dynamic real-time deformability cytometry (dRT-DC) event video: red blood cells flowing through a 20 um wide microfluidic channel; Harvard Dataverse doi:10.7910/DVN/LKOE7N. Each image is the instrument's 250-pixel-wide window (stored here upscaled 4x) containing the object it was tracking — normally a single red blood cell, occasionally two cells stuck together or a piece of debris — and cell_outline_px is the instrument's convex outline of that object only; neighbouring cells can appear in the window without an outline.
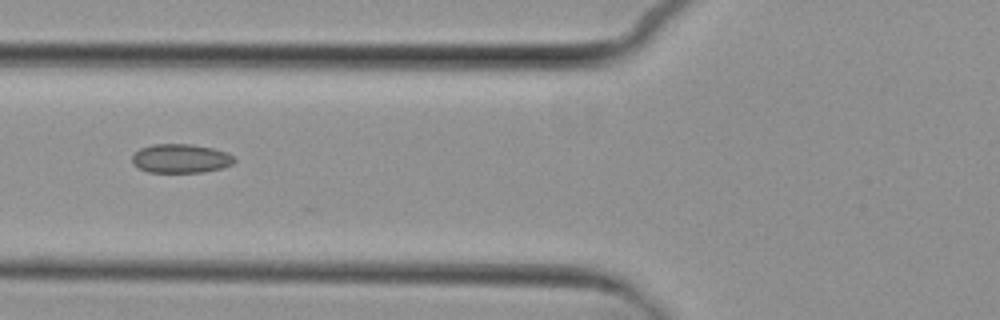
{"species": "common noctule bat (a hibernating species)", "species_latin": "Nyctalus noctula", "temperature_condition": "cold", "stored_images_in_passage": 7, "camera_frame_rate_fps": 3000, "um_per_image_px": 0.085, "animal": {"sex": "female", "body_mass_g": 29.2, "forearm_length_mm": 56.3}, "frame": {"image": 1, "passage_image": 7, "time_ms": 8.0, "image_size_px": [1000, 320], "cell_outline_px": [[236, 160], [232, 164], [220, 168], [204, 172], [148, 172], [132, 164], [132, 156], [140, 148], [152, 144], [192, 144], [212, 148], [224, 152], [232, 156]], "centroid_in_image_um": [15.33, 13.47], "position_along_channel_um": 110.5, "area_um2": 17.11}}